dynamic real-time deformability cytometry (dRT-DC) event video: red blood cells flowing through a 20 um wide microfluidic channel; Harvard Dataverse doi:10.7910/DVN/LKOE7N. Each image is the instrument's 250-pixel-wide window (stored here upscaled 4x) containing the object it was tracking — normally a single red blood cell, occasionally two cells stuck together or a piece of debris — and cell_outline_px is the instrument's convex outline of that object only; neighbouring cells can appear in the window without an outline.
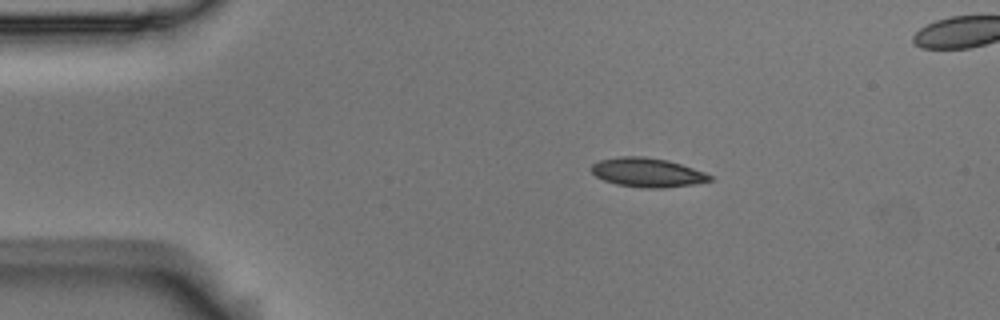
{"species": "Egyptian fruit bat (a non-hibernating species)", "species_latin": "Rousettus aegyptiacus", "temperature_condition": "room temperature", "stored_images_in_passage": 5, "camera_frame_rate_fps": 3000, "um_per_image_px": 0.085, "animal": {"sex": "male"}, "frame": {"image": 1, "passage_image": 2, "time_ms": 0.333, "image_size_px": [1000, 320], "cell_outline_px": [[712, 180], [692, 184], [664, 188], [644, 188], [616, 184], [604, 180], [596, 176], [588, 168], [592, 164], [600, 160], [620, 156], [644, 156], [668, 160], [704, 172], [712, 176]], "centroid_in_image_um": [54.98, 14.65], "position_along_channel_um": 30.0, "area_um2": 20.06}}
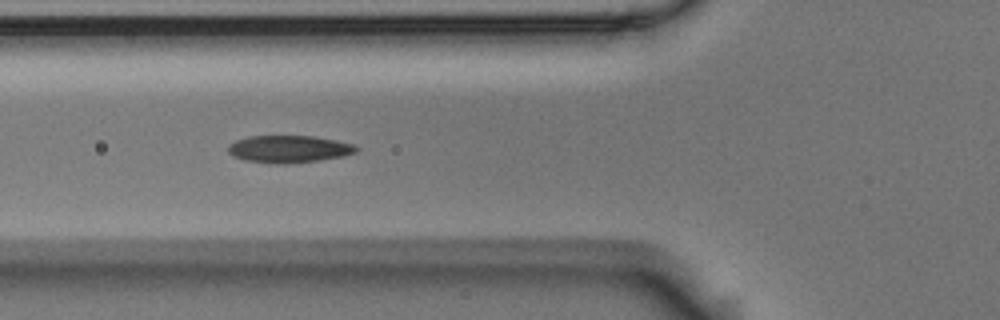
{"frame": {"image": 2, "passage_image": 5, "time_ms": 1.333, "image_size_px": [1000, 320], "cell_outline_px": [[360, 148], [356, 152], [344, 156], [320, 160], [288, 164], [268, 164], [244, 160], [232, 156], [228, 152], [228, 144], [236, 140], [248, 136], [316, 136], [356, 144]], "centroid_in_image_um": [24.57, 12.67], "position_along_channel_um": 101.2, "area_um2": 20.81}}